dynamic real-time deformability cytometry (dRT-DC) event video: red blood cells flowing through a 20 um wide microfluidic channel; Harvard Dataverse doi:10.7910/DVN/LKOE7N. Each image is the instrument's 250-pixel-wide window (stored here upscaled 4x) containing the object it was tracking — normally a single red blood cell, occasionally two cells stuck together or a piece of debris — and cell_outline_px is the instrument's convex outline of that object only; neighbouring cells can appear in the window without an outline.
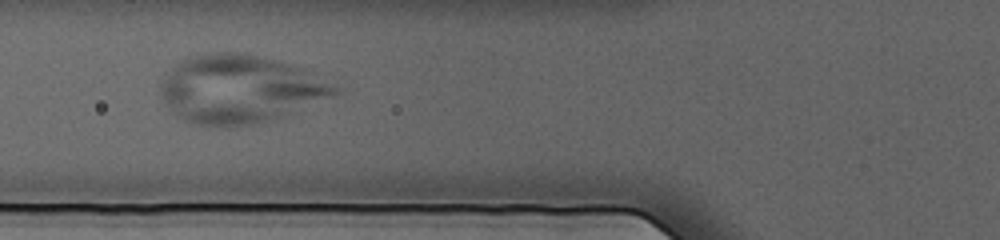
{"species": "human", "species_latin": "Homo sapiens", "temperature_condition": "cold", "stored_images_in_passage": 60, "camera_frame_rate_fps": 3000, "um_per_image_px": 0.085, "donor": {"sex": "female"}, "frame": {"image": 1, "passage_image": 27, "time_ms": 8.667, "image_size_px": [1000, 240], "cell_outline_px": [[340, 92], [332, 96], [272, 120], [236, 128], [216, 128], [188, 124], [176, 116], [164, 104], [160, 92], [160, 84], [164, 76], [180, 60], [196, 56], [216, 52], [236, 52], [260, 56], [304, 68], [332, 76], [340, 88]], "centroid_in_image_um": [20.43, 7.61], "position_along_channel_um": 105.4, "area_um2": 70.69}}
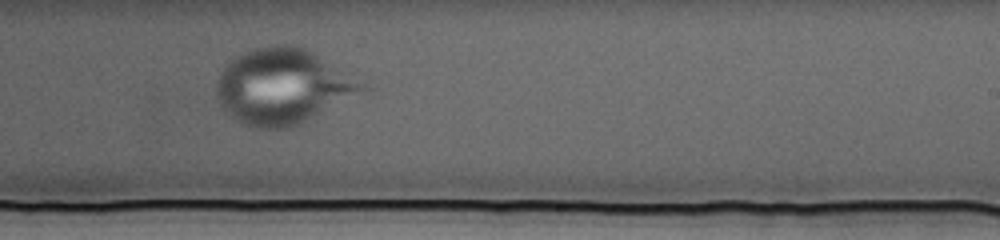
{"frame": {"image": 2, "passage_image": 44, "time_ms": 14.333, "image_size_px": [1000, 240], "cell_outline_px": [[368, 88], [304, 124], [292, 128], [248, 128], [240, 124], [228, 116], [224, 112], [216, 100], [216, 76], [224, 64], [228, 60], [244, 52], [256, 48], [276, 44], [288, 44], [304, 48], [312, 52], [364, 84]], "centroid_in_image_um": [23.92, 7.39], "position_along_channel_um": 265.1, "area_um2": 64.39}}